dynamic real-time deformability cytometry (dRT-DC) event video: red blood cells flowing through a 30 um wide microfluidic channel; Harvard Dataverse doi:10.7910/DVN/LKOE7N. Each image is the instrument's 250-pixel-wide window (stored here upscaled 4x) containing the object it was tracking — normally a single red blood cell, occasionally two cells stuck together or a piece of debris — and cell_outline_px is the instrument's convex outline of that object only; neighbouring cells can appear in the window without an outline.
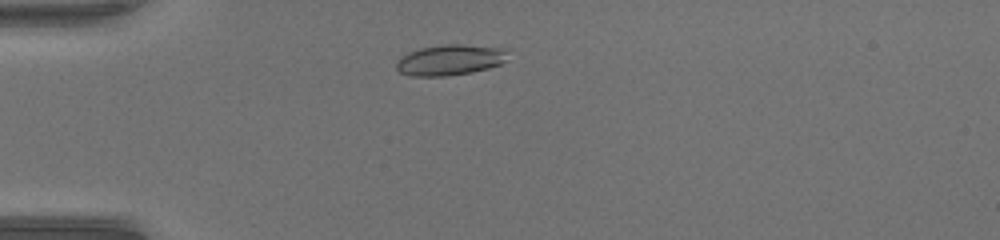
{"species": "common noctule bat (a hibernating species)", "species_latin": "Nyctalus noctula", "temperature_condition": "warm", "stored_images_in_passage": 41, "camera_frame_rate_fps": 3000, "um_per_image_px": 0.085, "animal": {"sex": "female", "body_mass_g": 17.0, "forearm_length_mm": 48.0}, "frame": {"image": 1, "passage_image": 5, "time_ms": 1.333, "image_size_px": [1000, 240], "cell_outline_px": [[504, 60], [500, 64], [488, 68], [472, 72], [444, 76], [412, 76], [400, 72], [396, 68], [396, 64], [408, 52], [420, 48], [444, 44], [460, 44], [504, 48]], "centroid_in_image_um": [38.21, 5.09], "position_along_channel_um": 46.8, "area_um2": 19.54}}
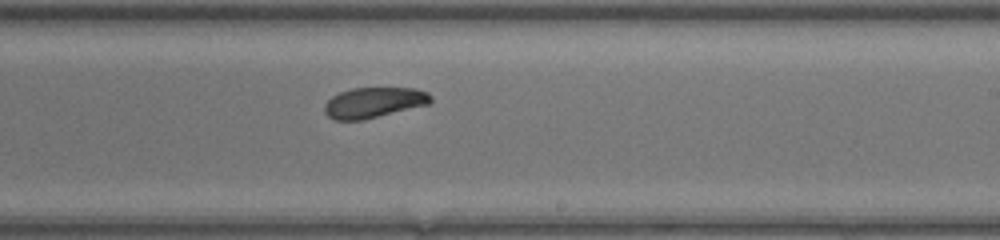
{"frame": {"image": 2, "passage_image": 22, "time_ms": 7.0, "image_size_px": [1000, 240], "cell_outline_px": [[432, 100], [428, 104], [364, 120], [336, 120], [328, 116], [324, 112], [324, 104], [332, 96], [340, 92], [352, 88], [416, 88], [428, 92], [432, 96]], "centroid_in_image_um": [31.77, 8.71], "position_along_channel_um": 257.2, "area_um2": 18.9}}
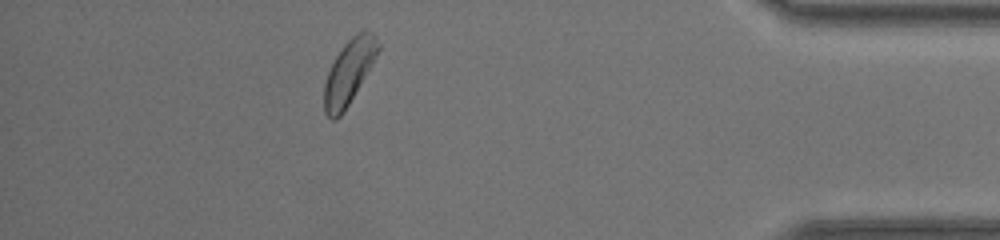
{"frame": {"image": 3, "passage_image": 36, "time_ms": 11.667, "image_size_px": [1000, 240], "cell_outline_px": [[380, 48], [376, 56], [344, 112], [336, 120], [332, 120], [324, 112], [324, 84], [328, 72], [336, 56], [344, 44], [356, 32], [364, 28], [372, 32], [376, 36], [380, 44]], "centroid_in_image_um": [29.66, 6.09], "position_along_channel_um": 405.5, "area_um2": 20.06}, "authors_computed_cell_mechanics": {"area_um2": 19.3052, "velocity_mm_per_s": 4.1084, "shape_relaxation_time_tau1_ms": 4.6272, "shape_relaxation_time_tau2_ms": null, "deformation_change_tau1": 0.0928, "deformation_change_tau2": null}}